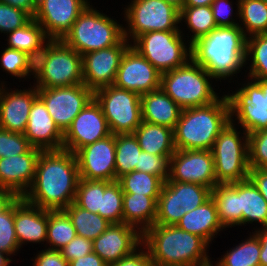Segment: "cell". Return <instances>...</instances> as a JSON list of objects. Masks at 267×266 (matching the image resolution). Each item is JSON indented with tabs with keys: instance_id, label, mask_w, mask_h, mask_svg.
Here are the masks:
<instances>
[{
	"instance_id": "obj_1",
	"label": "cell",
	"mask_w": 267,
	"mask_h": 266,
	"mask_svg": "<svg viewBox=\"0 0 267 266\" xmlns=\"http://www.w3.org/2000/svg\"><path fill=\"white\" fill-rule=\"evenodd\" d=\"M79 170L76 155L64 149L41 151L35 178L23 198L46 210H64L75 201Z\"/></svg>"
},
{
	"instance_id": "obj_2",
	"label": "cell",
	"mask_w": 267,
	"mask_h": 266,
	"mask_svg": "<svg viewBox=\"0 0 267 266\" xmlns=\"http://www.w3.org/2000/svg\"><path fill=\"white\" fill-rule=\"evenodd\" d=\"M247 37L239 25L216 27L191 44V59L216 81L240 73L245 66Z\"/></svg>"
},
{
	"instance_id": "obj_3",
	"label": "cell",
	"mask_w": 267,
	"mask_h": 266,
	"mask_svg": "<svg viewBox=\"0 0 267 266\" xmlns=\"http://www.w3.org/2000/svg\"><path fill=\"white\" fill-rule=\"evenodd\" d=\"M142 244L155 266H195L210 260V245L176 225L154 224L142 234Z\"/></svg>"
},
{
	"instance_id": "obj_4",
	"label": "cell",
	"mask_w": 267,
	"mask_h": 266,
	"mask_svg": "<svg viewBox=\"0 0 267 266\" xmlns=\"http://www.w3.org/2000/svg\"><path fill=\"white\" fill-rule=\"evenodd\" d=\"M230 120V102L226 94L211 104L183 109L173 130L175 149L211 150Z\"/></svg>"
},
{
	"instance_id": "obj_5",
	"label": "cell",
	"mask_w": 267,
	"mask_h": 266,
	"mask_svg": "<svg viewBox=\"0 0 267 266\" xmlns=\"http://www.w3.org/2000/svg\"><path fill=\"white\" fill-rule=\"evenodd\" d=\"M211 80L213 77L190 59L184 66L162 73L160 88L183 110L208 105L219 98Z\"/></svg>"
},
{
	"instance_id": "obj_6",
	"label": "cell",
	"mask_w": 267,
	"mask_h": 266,
	"mask_svg": "<svg viewBox=\"0 0 267 266\" xmlns=\"http://www.w3.org/2000/svg\"><path fill=\"white\" fill-rule=\"evenodd\" d=\"M92 5H88L63 41L81 56L117 45L124 38V26Z\"/></svg>"
},
{
	"instance_id": "obj_7",
	"label": "cell",
	"mask_w": 267,
	"mask_h": 266,
	"mask_svg": "<svg viewBox=\"0 0 267 266\" xmlns=\"http://www.w3.org/2000/svg\"><path fill=\"white\" fill-rule=\"evenodd\" d=\"M234 123V119L228 122L211 149L217 185L236 183L249 176L248 133L237 131Z\"/></svg>"
},
{
	"instance_id": "obj_8",
	"label": "cell",
	"mask_w": 267,
	"mask_h": 266,
	"mask_svg": "<svg viewBox=\"0 0 267 266\" xmlns=\"http://www.w3.org/2000/svg\"><path fill=\"white\" fill-rule=\"evenodd\" d=\"M182 32H147L138 36L131 46L162 74L184 66L191 59V45L184 42Z\"/></svg>"
},
{
	"instance_id": "obj_9",
	"label": "cell",
	"mask_w": 267,
	"mask_h": 266,
	"mask_svg": "<svg viewBox=\"0 0 267 266\" xmlns=\"http://www.w3.org/2000/svg\"><path fill=\"white\" fill-rule=\"evenodd\" d=\"M124 9V37L129 42L151 31H181L180 10L165 0H132Z\"/></svg>"
},
{
	"instance_id": "obj_10",
	"label": "cell",
	"mask_w": 267,
	"mask_h": 266,
	"mask_svg": "<svg viewBox=\"0 0 267 266\" xmlns=\"http://www.w3.org/2000/svg\"><path fill=\"white\" fill-rule=\"evenodd\" d=\"M111 134H133L142 122L141 95L114 84L94 91Z\"/></svg>"
},
{
	"instance_id": "obj_11",
	"label": "cell",
	"mask_w": 267,
	"mask_h": 266,
	"mask_svg": "<svg viewBox=\"0 0 267 266\" xmlns=\"http://www.w3.org/2000/svg\"><path fill=\"white\" fill-rule=\"evenodd\" d=\"M211 188L177 181H165L157 200L155 224L176 225L185 213L211 197Z\"/></svg>"
},
{
	"instance_id": "obj_12",
	"label": "cell",
	"mask_w": 267,
	"mask_h": 266,
	"mask_svg": "<svg viewBox=\"0 0 267 266\" xmlns=\"http://www.w3.org/2000/svg\"><path fill=\"white\" fill-rule=\"evenodd\" d=\"M37 93L63 134L80 111L94 98V91L84 84L37 88Z\"/></svg>"
},
{
	"instance_id": "obj_13",
	"label": "cell",
	"mask_w": 267,
	"mask_h": 266,
	"mask_svg": "<svg viewBox=\"0 0 267 266\" xmlns=\"http://www.w3.org/2000/svg\"><path fill=\"white\" fill-rule=\"evenodd\" d=\"M249 80L235 93H227L231 119L235 117L248 134L267 129L266 98L260 85L253 79Z\"/></svg>"
},
{
	"instance_id": "obj_14",
	"label": "cell",
	"mask_w": 267,
	"mask_h": 266,
	"mask_svg": "<svg viewBox=\"0 0 267 266\" xmlns=\"http://www.w3.org/2000/svg\"><path fill=\"white\" fill-rule=\"evenodd\" d=\"M83 84L82 56L60 40L51 50L37 88H56Z\"/></svg>"
},
{
	"instance_id": "obj_15",
	"label": "cell",
	"mask_w": 267,
	"mask_h": 266,
	"mask_svg": "<svg viewBox=\"0 0 267 266\" xmlns=\"http://www.w3.org/2000/svg\"><path fill=\"white\" fill-rule=\"evenodd\" d=\"M166 181L189 182L213 189L217 185L211 150H175Z\"/></svg>"
},
{
	"instance_id": "obj_16",
	"label": "cell",
	"mask_w": 267,
	"mask_h": 266,
	"mask_svg": "<svg viewBox=\"0 0 267 266\" xmlns=\"http://www.w3.org/2000/svg\"><path fill=\"white\" fill-rule=\"evenodd\" d=\"M111 135L100 104L93 98L63 134L62 149L76 153L80 148Z\"/></svg>"
},
{
	"instance_id": "obj_17",
	"label": "cell",
	"mask_w": 267,
	"mask_h": 266,
	"mask_svg": "<svg viewBox=\"0 0 267 266\" xmlns=\"http://www.w3.org/2000/svg\"><path fill=\"white\" fill-rule=\"evenodd\" d=\"M130 45L124 37L117 45L82 55L83 84L93 91L113 85L121 58Z\"/></svg>"
},
{
	"instance_id": "obj_18",
	"label": "cell",
	"mask_w": 267,
	"mask_h": 266,
	"mask_svg": "<svg viewBox=\"0 0 267 266\" xmlns=\"http://www.w3.org/2000/svg\"><path fill=\"white\" fill-rule=\"evenodd\" d=\"M89 4L88 0H37L33 18L43 27L47 37L63 40Z\"/></svg>"
},
{
	"instance_id": "obj_19",
	"label": "cell",
	"mask_w": 267,
	"mask_h": 266,
	"mask_svg": "<svg viewBox=\"0 0 267 266\" xmlns=\"http://www.w3.org/2000/svg\"><path fill=\"white\" fill-rule=\"evenodd\" d=\"M161 73L131 45L121 58L114 85L142 95L160 88Z\"/></svg>"
},
{
	"instance_id": "obj_20",
	"label": "cell",
	"mask_w": 267,
	"mask_h": 266,
	"mask_svg": "<svg viewBox=\"0 0 267 266\" xmlns=\"http://www.w3.org/2000/svg\"><path fill=\"white\" fill-rule=\"evenodd\" d=\"M75 155L79 178L116 181L114 134L80 148Z\"/></svg>"
},
{
	"instance_id": "obj_21",
	"label": "cell",
	"mask_w": 267,
	"mask_h": 266,
	"mask_svg": "<svg viewBox=\"0 0 267 266\" xmlns=\"http://www.w3.org/2000/svg\"><path fill=\"white\" fill-rule=\"evenodd\" d=\"M142 244V234L125 223H112L92 241L93 252L106 264L114 263L131 254Z\"/></svg>"
},
{
	"instance_id": "obj_22",
	"label": "cell",
	"mask_w": 267,
	"mask_h": 266,
	"mask_svg": "<svg viewBox=\"0 0 267 266\" xmlns=\"http://www.w3.org/2000/svg\"><path fill=\"white\" fill-rule=\"evenodd\" d=\"M24 90L2 86L0 92V128L16 132H25L29 112L33 102L38 98L37 87ZM7 88V90H6Z\"/></svg>"
},
{
	"instance_id": "obj_23",
	"label": "cell",
	"mask_w": 267,
	"mask_h": 266,
	"mask_svg": "<svg viewBox=\"0 0 267 266\" xmlns=\"http://www.w3.org/2000/svg\"><path fill=\"white\" fill-rule=\"evenodd\" d=\"M41 151L31 147L26 153L0 158V185L23 197L33 184Z\"/></svg>"
},
{
	"instance_id": "obj_24",
	"label": "cell",
	"mask_w": 267,
	"mask_h": 266,
	"mask_svg": "<svg viewBox=\"0 0 267 266\" xmlns=\"http://www.w3.org/2000/svg\"><path fill=\"white\" fill-rule=\"evenodd\" d=\"M24 135L32 147L42 151L62 149L63 133L39 97L33 102L29 112Z\"/></svg>"
},
{
	"instance_id": "obj_25",
	"label": "cell",
	"mask_w": 267,
	"mask_h": 266,
	"mask_svg": "<svg viewBox=\"0 0 267 266\" xmlns=\"http://www.w3.org/2000/svg\"><path fill=\"white\" fill-rule=\"evenodd\" d=\"M14 225L19 247L41 243L47 239L48 210L37 207L18 196L14 200Z\"/></svg>"
},
{
	"instance_id": "obj_26",
	"label": "cell",
	"mask_w": 267,
	"mask_h": 266,
	"mask_svg": "<svg viewBox=\"0 0 267 266\" xmlns=\"http://www.w3.org/2000/svg\"><path fill=\"white\" fill-rule=\"evenodd\" d=\"M176 226L203 238L208 244L215 235L225 229L220 223L217 206L212 197L196 209L185 213Z\"/></svg>"
},
{
	"instance_id": "obj_27",
	"label": "cell",
	"mask_w": 267,
	"mask_h": 266,
	"mask_svg": "<svg viewBox=\"0 0 267 266\" xmlns=\"http://www.w3.org/2000/svg\"><path fill=\"white\" fill-rule=\"evenodd\" d=\"M182 109L161 88L141 95L142 121L174 130Z\"/></svg>"
},
{
	"instance_id": "obj_28",
	"label": "cell",
	"mask_w": 267,
	"mask_h": 266,
	"mask_svg": "<svg viewBox=\"0 0 267 266\" xmlns=\"http://www.w3.org/2000/svg\"><path fill=\"white\" fill-rule=\"evenodd\" d=\"M158 197L123 193V223L141 234L155 224Z\"/></svg>"
},
{
	"instance_id": "obj_29",
	"label": "cell",
	"mask_w": 267,
	"mask_h": 266,
	"mask_svg": "<svg viewBox=\"0 0 267 266\" xmlns=\"http://www.w3.org/2000/svg\"><path fill=\"white\" fill-rule=\"evenodd\" d=\"M142 151L171 157L175 152L173 129L142 121L133 133Z\"/></svg>"
},
{
	"instance_id": "obj_30",
	"label": "cell",
	"mask_w": 267,
	"mask_h": 266,
	"mask_svg": "<svg viewBox=\"0 0 267 266\" xmlns=\"http://www.w3.org/2000/svg\"><path fill=\"white\" fill-rule=\"evenodd\" d=\"M218 217L224 228L242 226V210L239 204V182L218 184L211 190Z\"/></svg>"
},
{
	"instance_id": "obj_31",
	"label": "cell",
	"mask_w": 267,
	"mask_h": 266,
	"mask_svg": "<svg viewBox=\"0 0 267 266\" xmlns=\"http://www.w3.org/2000/svg\"><path fill=\"white\" fill-rule=\"evenodd\" d=\"M239 204L242 210V225L257 222L267 226V201L248 178L239 181Z\"/></svg>"
},
{
	"instance_id": "obj_32",
	"label": "cell",
	"mask_w": 267,
	"mask_h": 266,
	"mask_svg": "<svg viewBox=\"0 0 267 266\" xmlns=\"http://www.w3.org/2000/svg\"><path fill=\"white\" fill-rule=\"evenodd\" d=\"M239 26L246 37L267 33V2L262 0H237ZM244 26V27H243Z\"/></svg>"
},
{
	"instance_id": "obj_33",
	"label": "cell",
	"mask_w": 267,
	"mask_h": 266,
	"mask_svg": "<svg viewBox=\"0 0 267 266\" xmlns=\"http://www.w3.org/2000/svg\"><path fill=\"white\" fill-rule=\"evenodd\" d=\"M64 211L71 219L77 235L92 241L112 224L99 214L79 207L75 202L71 203Z\"/></svg>"
},
{
	"instance_id": "obj_34",
	"label": "cell",
	"mask_w": 267,
	"mask_h": 266,
	"mask_svg": "<svg viewBox=\"0 0 267 266\" xmlns=\"http://www.w3.org/2000/svg\"><path fill=\"white\" fill-rule=\"evenodd\" d=\"M76 236L72 221L64 210H48V249L61 250Z\"/></svg>"
},
{
	"instance_id": "obj_35",
	"label": "cell",
	"mask_w": 267,
	"mask_h": 266,
	"mask_svg": "<svg viewBox=\"0 0 267 266\" xmlns=\"http://www.w3.org/2000/svg\"><path fill=\"white\" fill-rule=\"evenodd\" d=\"M115 171L116 180L136 170L142 149L134 134L115 135Z\"/></svg>"
},
{
	"instance_id": "obj_36",
	"label": "cell",
	"mask_w": 267,
	"mask_h": 266,
	"mask_svg": "<svg viewBox=\"0 0 267 266\" xmlns=\"http://www.w3.org/2000/svg\"><path fill=\"white\" fill-rule=\"evenodd\" d=\"M187 24L193 35L187 44L194 43L197 39L208 35L217 27L211 6L183 7L180 10V22Z\"/></svg>"
},
{
	"instance_id": "obj_37",
	"label": "cell",
	"mask_w": 267,
	"mask_h": 266,
	"mask_svg": "<svg viewBox=\"0 0 267 266\" xmlns=\"http://www.w3.org/2000/svg\"><path fill=\"white\" fill-rule=\"evenodd\" d=\"M250 237L225 252L217 263L219 266H260L261 245L253 233Z\"/></svg>"
},
{
	"instance_id": "obj_38",
	"label": "cell",
	"mask_w": 267,
	"mask_h": 266,
	"mask_svg": "<svg viewBox=\"0 0 267 266\" xmlns=\"http://www.w3.org/2000/svg\"><path fill=\"white\" fill-rule=\"evenodd\" d=\"M117 181L123 193L150 197H159L164 184L160 177L136 170L121 176Z\"/></svg>"
},
{
	"instance_id": "obj_39",
	"label": "cell",
	"mask_w": 267,
	"mask_h": 266,
	"mask_svg": "<svg viewBox=\"0 0 267 266\" xmlns=\"http://www.w3.org/2000/svg\"><path fill=\"white\" fill-rule=\"evenodd\" d=\"M251 57V58H250ZM250 59H252L250 61ZM249 65L248 79H267V33L256 34L247 38L245 65Z\"/></svg>"
},
{
	"instance_id": "obj_40",
	"label": "cell",
	"mask_w": 267,
	"mask_h": 266,
	"mask_svg": "<svg viewBox=\"0 0 267 266\" xmlns=\"http://www.w3.org/2000/svg\"><path fill=\"white\" fill-rule=\"evenodd\" d=\"M7 36L8 48L16 49L25 53L31 51L35 47H38L48 38L43 27L34 18H32L23 27L7 33Z\"/></svg>"
},
{
	"instance_id": "obj_41",
	"label": "cell",
	"mask_w": 267,
	"mask_h": 266,
	"mask_svg": "<svg viewBox=\"0 0 267 266\" xmlns=\"http://www.w3.org/2000/svg\"><path fill=\"white\" fill-rule=\"evenodd\" d=\"M110 181L105 180H87L79 178L75 203L92 213L99 214L101 210V191H105V187Z\"/></svg>"
},
{
	"instance_id": "obj_42",
	"label": "cell",
	"mask_w": 267,
	"mask_h": 266,
	"mask_svg": "<svg viewBox=\"0 0 267 266\" xmlns=\"http://www.w3.org/2000/svg\"><path fill=\"white\" fill-rule=\"evenodd\" d=\"M99 215L110 223H123V191L117 180L110 182L105 191H101Z\"/></svg>"
},
{
	"instance_id": "obj_43",
	"label": "cell",
	"mask_w": 267,
	"mask_h": 266,
	"mask_svg": "<svg viewBox=\"0 0 267 266\" xmlns=\"http://www.w3.org/2000/svg\"><path fill=\"white\" fill-rule=\"evenodd\" d=\"M59 39L47 38L38 47L26 53V77L33 75L36 80L44 71L45 65L49 60L51 50L59 42Z\"/></svg>"
},
{
	"instance_id": "obj_44",
	"label": "cell",
	"mask_w": 267,
	"mask_h": 266,
	"mask_svg": "<svg viewBox=\"0 0 267 266\" xmlns=\"http://www.w3.org/2000/svg\"><path fill=\"white\" fill-rule=\"evenodd\" d=\"M14 225V201L0 213V252L15 255L19 250Z\"/></svg>"
},
{
	"instance_id": "obj_45",
	"label": "cell",
	"mask_w": 267,
	"mask_h": 266,
	"mask_svg": "<svg viewBox=\"0 0 267 266\" xmlns=\"http://www.w3.org/2000/svg\"><path fill=\"white\" fill-rule=\"evenodd\" d=\"M250 169L267 168V129L248 134Z\"/></svg>"
},
{
	"instance_id": "obj_46",
	"label": "cell",
	"mask_w": 267,
	"mask_h": 266,
	"mask_svg": "<svg viewBox=\"0 0 267 266\" xmlns=\"http://www.w3.org/2000/svg\"><path fill=\"white\" fill-rule=\"evenodd\" d=\"M31 147L23 133L0 128V158L26 153Z\"/></svg>"
},
{
	"instance_id": "obj_47",
	"label": "cell",
	"mask_w": 267,
	"mask_h": 266,
	"mask_svg": "<svg viewBox=\"0 0 267 266\" xmlns=\"http://www.w3.org/2000/svg\"><path fill=\"white\" fill-rule=\"evenodd\" d=\"M170 158L141 151L136 171L158 176L165 182L169 177Z\"/></svg>"
},
{
	"instance_id": "obj_48",
	"label": "cell",
	"mask_w": 267,
	"mask_h": 266,
	"mask_svg": "<svg viewBox=\"0 0 267 266\" xmlns=\"http://www.w3.org/2000/svg\"><path fill=\"white\" fill-rule=\"evenodd\" d=\"M32 17L25 11L0 2V32L9 33L23 27Z\"/></svg>"
},
{
	"instance_id": "obj_49",
	"label": "cell",
	"mask_w": 267,
	"mask_h": 266,
	"mask_svg": "<svg viewBox=\"0 0 267 266\" xmlns=\"http://www.w3.org/2000/svg\"><path fill=\"white\" fill-rule=\"evenodd\" d=\"M26 53L6 47L0 58V65L6 73L26 79Z\"/></svg>"
},
{
	"instance_id": "obj_50",
	"label": "cell",
	"mask_w": 267,
	"mask_h": 266,
	"mask_svg": "<svg viewBox=\"0 0 267 266\" xmlns=\"http://www.w3.org/2000/svg\"><path fill=\"white\" fill-rule=\"evenodd\" d=\"M93 252L92 240L77 235L60 250L62 256L68 261L78 259Z\"/></svg>"
},
{
	"instance_id": "obj_51",
	"label": "cell",
	"mask_w": 267,
	"mask_h": 266,
	"mask_svg": "<svg viewBox=\"0 0 267 266\" xmlns=\"http://www.w3.org/2000/svg\"><path fill=\"white\" fill-rule=\"evenodd\" d=\"M232 6V2L229 0H214L211 4L217 27L239 25V22L236 23L237 20L232 19L234 16Z\"/></svg>"
},
{
	"instance_id": "obj_52",
	"label": "cell",
	"mask_w": 267,
	"mask_h": 266,
	"mask_svg": "<svg viewBox=\"0 0 267 266\" xmlns=\"http://www.w3.org/2000/svg\"><path fill=\"white\" fill-rule=\"evenodd\" d=\"M108 266H155V263L151 259L146 247L141 244L131 254L121 258L117 262L108 264Z\"/></svg>"
},
{
	"instance_id": "obj_53",
	"label": "cell",
	"mask_w": 267,
	"mask_h": 266,
	"mask_svg": "<svg viewBox=\"0 0 267 266\" xmlns=\"http://www.w3.org/2000/svg\"><path fill=\"white\" fill-rule=\"evenodd\" d=\"M45 249L33 259V266H69V262L62 256L60 250Z\"/></svg>"
},
{
	"instance_id": "obj_54",
	"label": "cell",
	"mask_w": 267,
	"mask_h": 266,
	"mask_svg": "<svg viewBox=\"0 0 267 266\" xmlns=\"http://www.w3.org/2000/svg\"><path fill=\"white\" fill-rule=\"evenodd\" d=\"M248 178L267 201V168L250 169Z\"/></svg>"
},
{
	"instance_id": "obj_55",
	"label": "cell",
	"mask_w": 267,
	"mask_h": 266,
	"mask_svg": "<svg viewBox=\"0 0 267 266\" xmlns=\"http://www.w3.org/2000/svg\"><path fill=\"white\" fill-rule=\"evenodd\" d=\"M69 266H108V264H106L98 254L92 252L86 256L70 261Z\"/></svg>"
},
{
	"instance_id": "obj_56",
	"label": "cell",
	"mask_w": 267,
	"mask_h": 266,
	"mask_svg": "<svg viewBox=\"0 0 267 266\" xmlns=\"http://www.w3.org/2000/svg\"><path fill=\"white\" fill-rule=\"evenodd\" d=\"M0 2L21 9L28 13L32 18L36 13L37 0H0Z\"/></svg>"
},
{
	"instance_id": "obj_57",
	"label": "cell",
	"mask_w": 267,
	"mask_h": 266,
	"mask_svg": "<svg viewBox=\"0 0 267 266\" xmlns=\"http://www.w3.org/2000/svg\"><path fill=\"white\" fill-rule=\"evenodd\" d=\"M254 233L260 240V266H267V226L255 230Z\"/></svg>"
},
{
	"instance_id": "obj_58",
	"label": "cell",
	"mask_w": 267,
	"mask_h": 266,
	"mask_svg": "<svg viewBox=\"0 0 267 266\" xmlns=\"http://www.w3.org/2000/svg\"><path fill=\"white\" fill-rule=\"evenodd\" d=\"M18 196L7 188L0 189V213H2Z\"/></svg>"
},
{
	"instance_id": "obj_59",
	"label": "cell",
	"mask_w": 267,
	"mask_h": 266,
	"mask_svg": "<svg viewBox=\"0 0 267 266\" xmlns=\"http://www.w3.org/2000/svg\"><path fill=\"white\" fill-rule=\"evenodd\" d=\"M214 0H185L183 7L211 6Z\"/></svg>"
},
{
	"instance_id": "obj_60",
	"label": "cell",
	"mask_w": 267,
	"mask_h": 266,
	"mask_svg": "<svg viewBox=\"0 0 267 266\" xmlns=\"http://www.w3.org/2000/svg\"><path fill=\"white\" fill-rule=\"evenodd\" d=\"M12 258L10 259V256L7 255L4 252H0V266H9V263H11Z\"/></svg>"
},
{
	"instance_id": "obj_61",
	"label": "cell",
	"mask_w": 267,
	"mask_h": 266,
	"mask_svg": "<svg viewBox=\"0 0 267 266\" xmlns=\"http://www.w3.org/2000/svg\"><path fill=\"white\" fill-rule=\"evenodd\" d=\"M167 3L172 4L173 6H175L176 8H178L179 10H181L184 6L185 0H165Z\"/></svg>"
},
{
	"instance_id": "obj_62",
	"label": "cell",
	"mask_w": 267,
	"mask_h": 266,
	"mask_svg": "<svg viewBox=\"0 0 267 266\" xmlns=\"http://www.w3.org/2000/svg\"><path fill=\"white\" fill-rule=\"evenodd\" d=\"M263 90L267 102V79L255 80Z\"/></svg>"
},
{
	"instance_id": "obj_63",
	"label": "cell",
	"mask_w": 267,
	"mask_h": 266,
	"mask_svg": "<svg viewBox=\"0 0 267 266\" xmlns=\"http://www.w3.org/2000/svg\"><path fill=\"white\" fill-rule=\"evenodd\" d=\"M212 263H214L213 261H211V259L210 260H208V261H206V262H204V263H201V264H197V265H195V266H213V264ZM215 266H219V264L218 263H216V261H215Z\"/></svg>"
},
{
	"instance_id": "obj_64",
	"label": "cell",
	"mask_w": 267,
	"mask_h": 266,
	"mask_svg": "<svg viewBox=\"0 0 267 266\" xmlns=\"http://www.w3.org/2000/svg\"><path fill=\"white\" fill-rule=\"evenodd\" d=\"M1 82V81H0ZM3 82V83H2ZM1 83H0V92H1V89H2V86H4L3 84H6V83H4V81H2Z\"/></svg>"
}]
</instances>
